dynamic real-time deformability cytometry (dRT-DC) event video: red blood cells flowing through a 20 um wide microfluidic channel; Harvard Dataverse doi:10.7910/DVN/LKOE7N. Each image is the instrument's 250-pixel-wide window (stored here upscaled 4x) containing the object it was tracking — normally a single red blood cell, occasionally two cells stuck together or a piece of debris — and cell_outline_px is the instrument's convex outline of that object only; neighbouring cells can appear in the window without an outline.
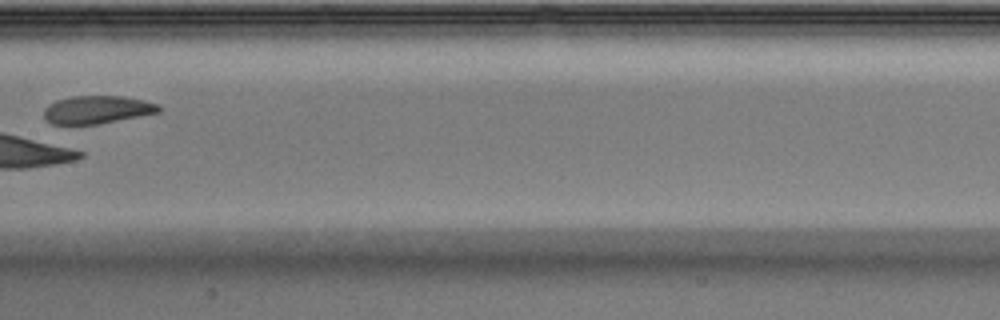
{"species": "Egyptian fruit bat (a non-hibernating species)", "species_latin": "Rousettus aegyptiacus", "temperature_condition": "warm", "stored_images_in_passage": 6, "camera_frame_rate_fps": 3000, "um_per_image_px": 0.085, "animal": {"sex": "male"}, "frame": {"image": 1, "passage_image": 5, "time_ms": 1.333, "image_size_px": [1000, 320], "cell_outline_px": [[160, 112], [100, 124], [52, 124], [44, 116], [44, 108], [48, 104], [56, 100], [72, 96], [124, 96], [144, 100], [156, 104], [160, 108]], "centroid_in_image_um": [8.24, 9.32], "position_along_channel_um": 199.2, "area_um2": 18.67}}
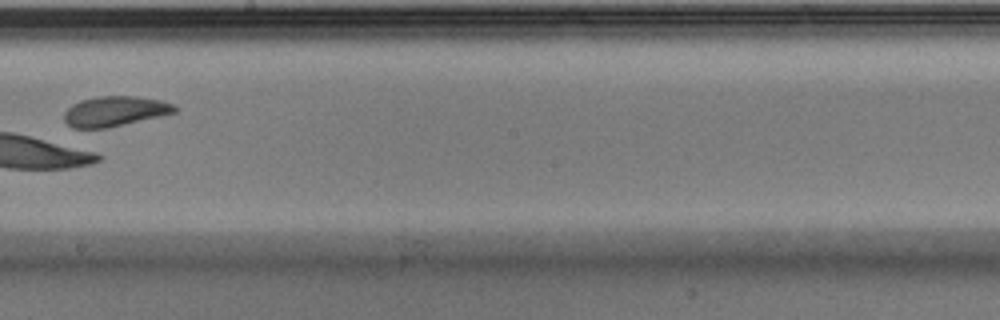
{"frame": {"image": 2, "passage_image": 6, "time_ms": 1.667, "image_size_px": [1000, 320], "cell_outline_px": [[176, 112], [160, 116], [108, 128], [72, 128], [64, 120], [64, 112], [72, 104], [80, 100], [100, 96], [136, 96], [160, 100], [172, 104], [176, 108]], "centroid_in_image_um": [9.73, 9.46], "position_along_channel_um": 238.5, "area_um2": 19.31}}